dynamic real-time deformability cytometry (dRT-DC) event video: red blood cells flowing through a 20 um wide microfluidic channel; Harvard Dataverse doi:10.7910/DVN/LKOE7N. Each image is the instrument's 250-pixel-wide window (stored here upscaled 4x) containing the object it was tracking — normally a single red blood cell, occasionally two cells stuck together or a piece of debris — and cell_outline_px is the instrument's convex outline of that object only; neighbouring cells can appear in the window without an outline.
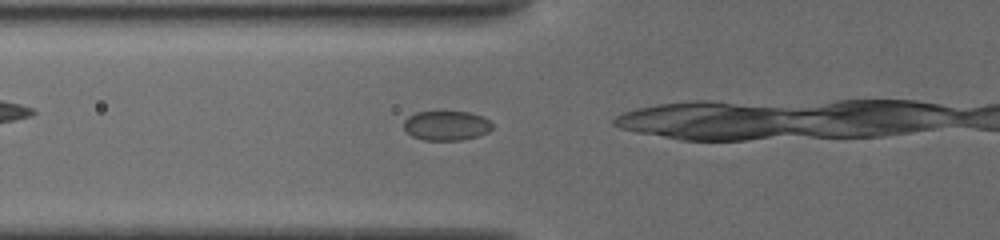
{"species": "common noctule bat (a hibernating species)", "species_latin": "Nyctalus noctula", "temperature_condition": "cold", "stored_images_in_passage": 6, "camera_frame_rate_fps": 3000, "um_per_image_px": 0.085, "animal": {"sex": "female", "body_mass_g": 19.5, "forearm_length_mm": 54.1}, "frame": {"image": 1, "passage_image": 2, "time_ms": 0.333, "image_size_px": [1000, 240], "cell_outline_px": [[492, 128], [488, 132], [476, 136], [460, 140], [424, 140], [412, 136], [404, 128], [404, 120], [408, 116], [416, 112], [468, 112], [484, 116], [492, 124]], "centroid_in_image_um": [37.94, 10.67], "position_along_channel_um": 87.9, "area_um2": 15.14}}